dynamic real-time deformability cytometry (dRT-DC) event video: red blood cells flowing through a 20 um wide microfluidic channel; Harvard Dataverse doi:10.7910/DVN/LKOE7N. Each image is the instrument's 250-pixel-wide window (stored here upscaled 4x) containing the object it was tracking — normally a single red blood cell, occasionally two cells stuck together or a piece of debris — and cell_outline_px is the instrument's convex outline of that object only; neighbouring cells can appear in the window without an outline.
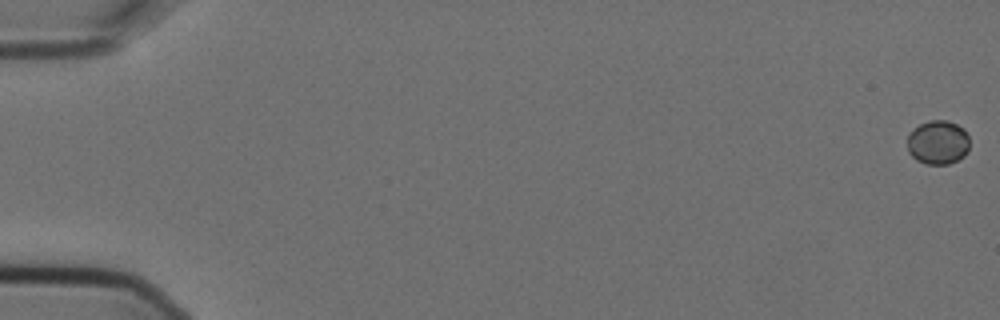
{"species": "Egyptian fruit bat (a non-hibernating species)", "species_latin": "Rousettus aegyptiacus", "temperature_condition": "cold", "stored_images_in_passage": 6, "camera_frame_rate_fps": 3000, "um_per_image_px": 0.085, "animal": {"sex": "female"}, "frame": {"image": 1, "passage_image": 1, "time_ms": 0.0, "image_size_px": [1000, 320], "cell_outline_px": [[968, 152], [964, 156], [948, 164], [928, 164], [916, 160], [908, 152], [908, 136], [912, 128], [928, 120], [948, 120], [964, 128], [968, 136]], "centroid_in_image_um": [79.72, 12.09], "position_along_channel_um": 5.3, "area_um2": 16.07}}
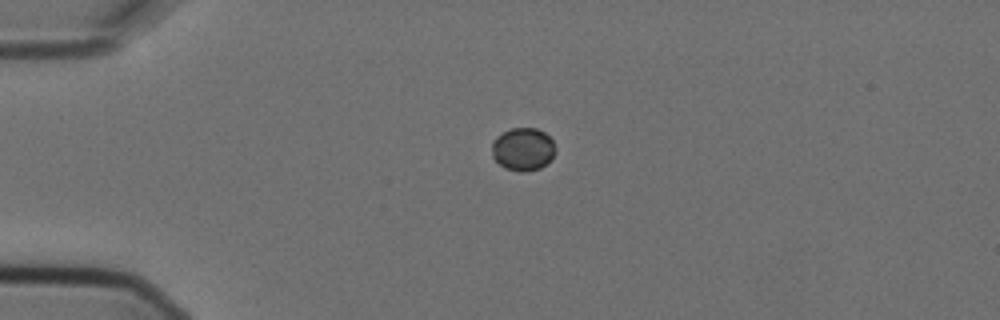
{"frame": {"image": 2, "passage_image": 5, "time_ms": 1.333, "image_size_px": [1000, 320], "cell_outline_px": [[556, 148], [552, 156], [540, 168], [524, 172], [520, 172], [504, 168], [492, 156], [492, 144], [496, 136], [512, 128], [536, 128], [544, 132], [552, 140]], "centroid_in_image_um": [44.44, 12.68], "position_along_channel_um": 40.6, "area_um2": 15.72}}
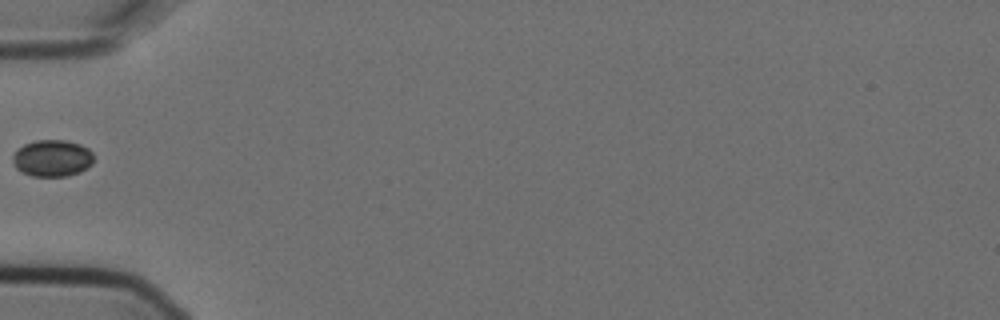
{"frame": {"image": 3, "passage_image": 6, "time_ms": 1.667, "image_size_px": [1000, 320], "cell_outline_px": [[92, 164], [88, 168], [80, 172], [68, 176], [32, 176], [20, 172], [16, 168], [12, 160], [12, 156], [16, 148], [24, 144], [36, 140], [64, 140], [80, 144], [88, 148], [92, 152]], "centroid_in_image_um": [4.41, 13.45], "position_along_channel_um": 80.6, "area_um2": 17.57}}